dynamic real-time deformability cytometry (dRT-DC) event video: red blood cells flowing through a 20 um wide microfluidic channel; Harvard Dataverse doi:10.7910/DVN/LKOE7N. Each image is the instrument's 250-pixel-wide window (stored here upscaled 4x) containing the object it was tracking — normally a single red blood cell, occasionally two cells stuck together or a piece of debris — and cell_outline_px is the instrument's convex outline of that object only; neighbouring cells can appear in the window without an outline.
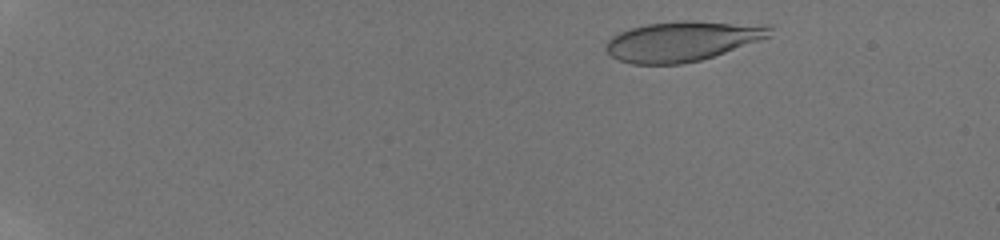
{"species": "human", "species_latin": "Homo sapiens", "temperature_condition": "room temperature", "stored_images_in_passage": 9, "camera_frame_rate_fps": 3000, "um_per_image_px": 0.085, "donor": {"sex": "male"}, "frame": {"image": 1, "passage_image": 3, "time_ms": 1.333, "image_size_px": [1000, 240], "cell_outline_px": [[772, 36], [700, 60], [680, 64], [632, 64], [620, 60], [612, 56], [604, 48], [608, 40], [612, 36], [620, 32], [632, 28], [648, 24], [680, 20], [700, 20], [772, 24]], "centroid_in_image_um": [58.06, 3.47], "position_along_channel_um": 26.9, "area_um2": 38.49}}
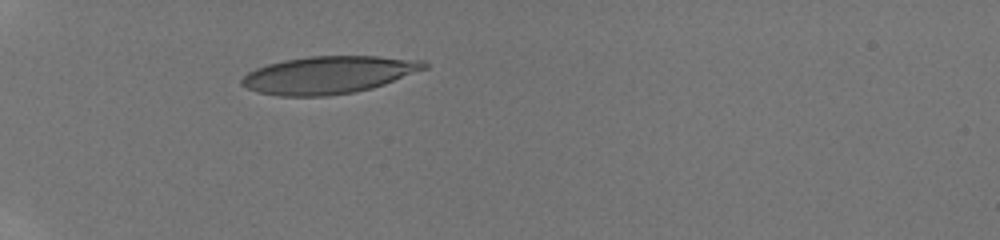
{"frame": {"image": 2, "passage_image": 7, "time_ms": 4.667, "image_size_px": [1000, 240], "cell_outline_px": [[428, 68], [384, 84], [372, 88], [356, 92], [328, 96], [280, 96], [256, 92], [240, 84], [240, 80], [248, 72], [256, 68], [268, 64], [284, 60], [308, 56], [376, 56], [424, 60], [428, 64]], "centroid_in_image_um": [27.93, 6.37], "position_along_channel_um": 57.1, "area_um2": 40.0}}
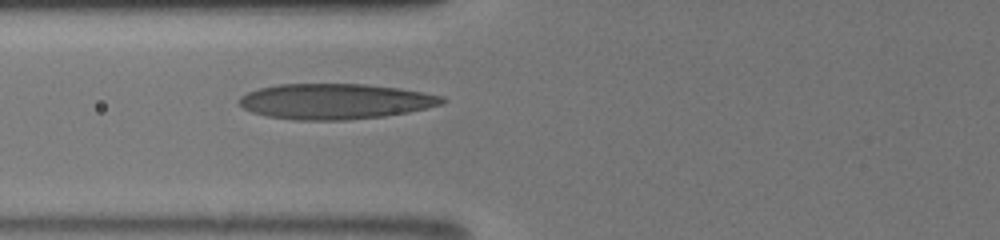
{"frame": {"image": 3, "passage_image": 9, "time_ms": 6.333, "image_size_px": [1000, 240], "cell_outline_px": [[448, 100], [444, 104], [428, 108], [408, 112], [384, 116], [348, 120], [292, 120], [268, 116], [252, 112], [244, 108], [240, 104], [240, 96], [248, 92], [260, 88], [276, 84], [364, 84], [400, 88], [424, 92], [444, 96]], "centroid_in_image_um": [28.54, 8.62], "position_along_channel_um": 97.3, "area_um2": 42.19}}